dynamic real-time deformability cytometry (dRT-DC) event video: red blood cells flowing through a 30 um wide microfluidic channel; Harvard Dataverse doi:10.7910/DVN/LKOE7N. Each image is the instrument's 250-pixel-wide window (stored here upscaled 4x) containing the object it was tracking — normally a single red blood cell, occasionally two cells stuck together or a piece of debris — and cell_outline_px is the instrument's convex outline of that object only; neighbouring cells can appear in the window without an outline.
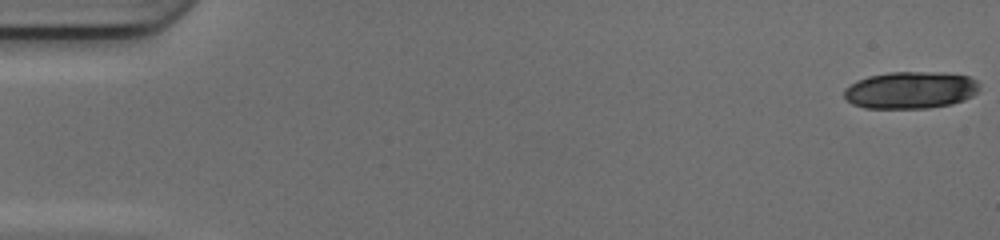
{"species": "common noctule bat (a hibernating species)", "species_latin": "Nyctalus noctula", "temperature_condition": "cold", "stored_images_in_passage": 18, "camera_frame_rate_fps": 3000, "um_per_image_px": 0.085, "animal": {"sex": "female", "body_mass_g": 17.0, "forearm_length_mm": 48.0}, "frame": {"image": 1, "passage_image": 1, "time_ms": 0.0, "image_size_px": [1000, 240], "cell_outline_px": [[980, 84], [976, 92], [972, 96], [964, 100], [952, 104], [928, 108], [864, 108], [852, 104], [844, 96], [844, 88], [856, 80], [868, 76], [888, 72], [944, 72], [968, 76], [976, 80]], "centroid_in_image_um": [77.39, 7.65], "position_along_channel_um": 7.6, "area_um2": 29.48}}
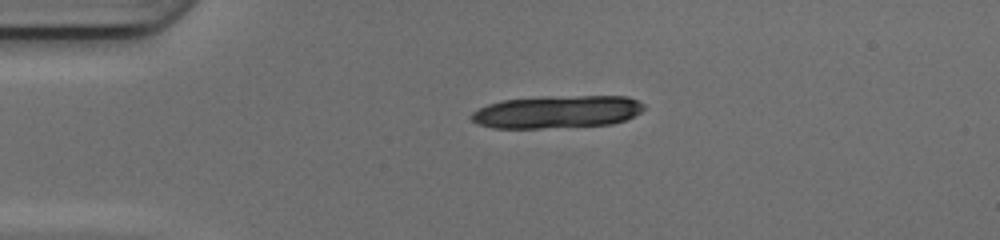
{"frame": {"image": 2, "passage_image": 12, "time_ms": 3.667, "image_size_px": [1000, 240], "cell_outline_px": [[644, 108], [640, 112], [624, 120], [612, 124], [540, 128], [492, 128], [476, 124], [468, 116], [472, 112], [488, 104], [500, 100], [544, 96], [628, 96], [644, 104]], "centroid_in_image_um": [47.29, 9.5], "position_along_channel_um": 37.7, "area_um2": 33.0}}